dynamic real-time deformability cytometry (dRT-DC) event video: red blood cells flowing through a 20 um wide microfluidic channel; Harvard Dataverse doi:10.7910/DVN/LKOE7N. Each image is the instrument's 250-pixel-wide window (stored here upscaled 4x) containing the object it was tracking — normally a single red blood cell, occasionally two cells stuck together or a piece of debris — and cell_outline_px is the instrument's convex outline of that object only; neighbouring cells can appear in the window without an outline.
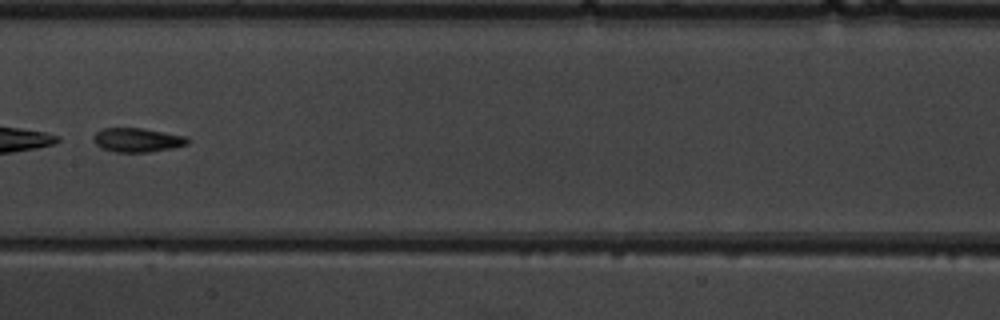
{"species": "common noctule bat (a hibernating species)", "species_latin": "Nyctalus noctula", "temperature_condition": "warm", "stored_images_in_passage": 7, "camera_frame_rate_fps": 3000, "um_per_image_px": 0.085, "animal": {"sex": "male", "body_mass_g": 19.5, "forearm_length_mm": 54.6}, "frame": {"image": 1, "passage_image": 7, "time_ms": 7.0, "image_size_px": [1000, 320], "cell_outline_px": [[188, 144], [172, 148], [148, 152], [116, 152], [100, 148], [92, 140], [92, 136], [96, 132], [104, 128], [140, 128], [188, 136]], "centroid_in_image_um": [11.65, 11.9], "position_along_channel_um": 195.8, "area_um2": 13.24}}